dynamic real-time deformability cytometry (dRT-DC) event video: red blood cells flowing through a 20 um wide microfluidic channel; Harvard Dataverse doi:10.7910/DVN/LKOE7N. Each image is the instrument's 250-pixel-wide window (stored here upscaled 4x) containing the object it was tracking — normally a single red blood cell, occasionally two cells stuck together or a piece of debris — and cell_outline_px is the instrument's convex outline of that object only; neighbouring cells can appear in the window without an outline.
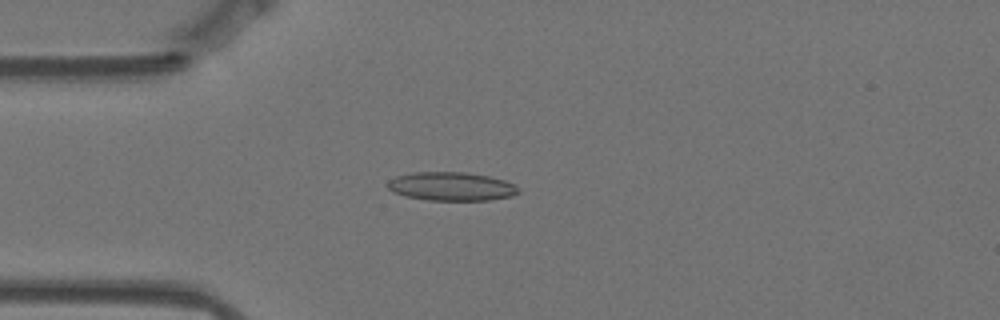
{"species": "Egyptian fruit bat (a non-hibernating species)", "species_latin": "Rousettus aegyptiacus", "temperature_condition": "warm", "stored_images_in_passage": 56, "camera_frame_rate_fps": 3000, "um_per_image_px": 0.085, "animal": {"sex": "female"}, "frame": {"image": 1, "passage_image": 14, "time_ms": 4.333, "image_size_px": [1000, 320], "cell_outline_px": [[520, 192], [512, 196], [488, 200], [428, 200], [404, 196], [392, 192], [388, 188], [388, 180], [396, 176], [412, 172], [468, 172], [488, 176], [504, 180], [520, 188]], "centroid_in_image_um": [38.35, 15.84], "position_along_channel_um": 46.7, "area_um2": 21.91}}
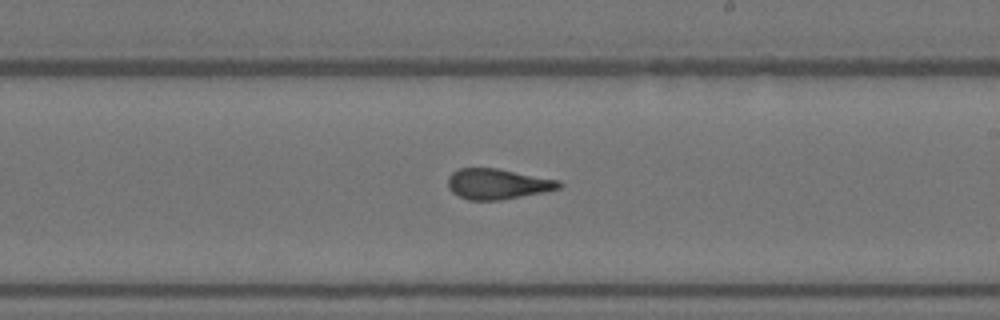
{"frame": {"image": 2, "passage_image": 32, "time_ms": 10.333, "image_size_px": [1000, 320], "cell_outline_px": [[564, 184], [560, 188], [544, 192], [500, 200], [468, 200], [452, 192], [448, 188], [448, 176], [452, 172], [460, 168], [496, 168], [560, 180]], "centroid_in_image_um": [42.3, 15.63], "position_along_channel_um": 246.7, "area_um2": 19.77}}
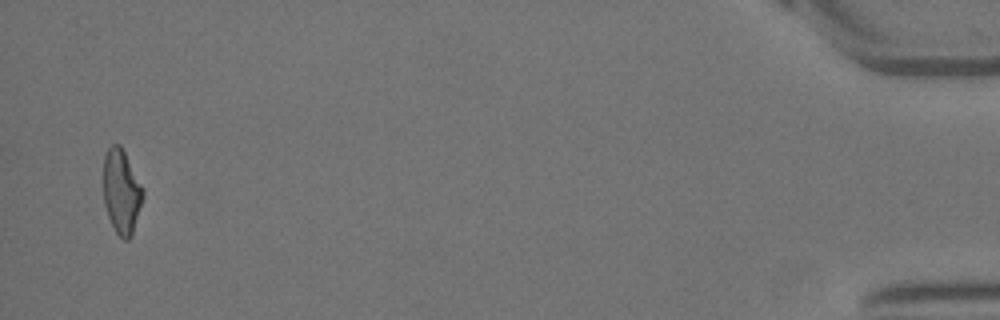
{"frame": {"image": 3, "passage_image": 55, "time_ms": 18.0, "image_size_px": [1000, 320], "cell_outline_px": [[144, 196], [132, 236], [128, 240], [124, 240], [116, 232], [108, 216], [104, 204], [104, 156], [108, 148], [112, 144], [120, 144], [144, 188]], "centroid_in_image_um": [10.34, 16.29], "position_along_channel_um": 424.9, "area_um2": 19.48}, "authors_computed_cell_mechanics": {"area_um2": 20.0277, "velocity_mm_per_s": 3.5258, "shape_relaxation_time_tau1_ms": 6.1616, "shape_relaxation_time_tau2_ms": 1.3342, "deformation_change_tau1": 0.201, "deformation_change_tau2": 0.0953}}